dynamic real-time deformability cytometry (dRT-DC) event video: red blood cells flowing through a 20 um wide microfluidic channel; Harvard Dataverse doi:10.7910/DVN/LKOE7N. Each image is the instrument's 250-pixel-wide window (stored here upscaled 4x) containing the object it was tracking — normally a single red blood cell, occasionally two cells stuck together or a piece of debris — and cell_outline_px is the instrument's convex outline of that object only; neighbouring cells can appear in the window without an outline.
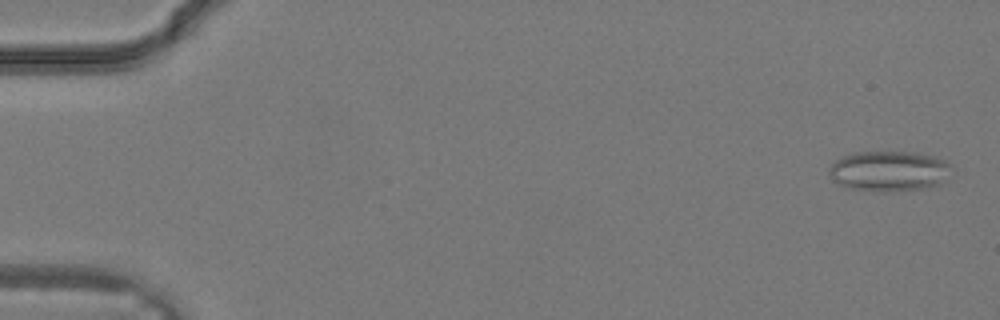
{"species": "common noctule bat (a hibernating species)", "species_latin": "Nyctalus noctula", "temperature_condition": "warm", "stored_images_in_passage": 7, "camera_frame_rate_fps": 3000, "um_per_image_px": 0.085, "animal": {"sex": "male", "body_mass_g": 19.2, "forearm_length_mm": 51.8}, "frame": {"image": 1, "passage_image": 1, "time_ms": 0.0, "image_size_px": [1000, 320], "cell_outline_px": [[952, 168], [936, 184], [924, 188], [888, 192], [876, 192], [848, 188], [832, 180], [828, 172], [828, 168], [836, 160], [852, 152], [920, 152], [936, 156], [944, 160]], "centroid_in_image_um": [75.5, 14.53], "position_along_channel_um": 9.5, "area_um2": 28.73}}